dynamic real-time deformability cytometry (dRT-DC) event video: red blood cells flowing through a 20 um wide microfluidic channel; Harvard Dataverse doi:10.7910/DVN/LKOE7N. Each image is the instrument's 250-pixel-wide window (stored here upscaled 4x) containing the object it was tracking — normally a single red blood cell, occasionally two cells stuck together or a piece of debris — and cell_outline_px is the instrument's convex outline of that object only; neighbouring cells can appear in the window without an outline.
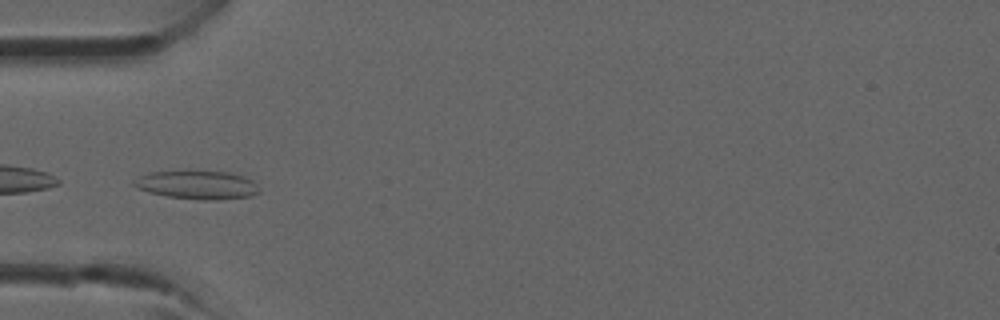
{"species": "common noctule bat (a hibernating species)", "species_latin": "Nyctalus noctula", "temperature_condition": "room temperature", "stored_images_in_passage": 33, "camera_frame_rate_fps": 3000, "um_per_image_px": 0.085, "animal": {"sex": "male", "forearm_length_mm": 52.5}, "frame": {"image": 1, "passage_image": 6, "time_ms": 1.667, "image_size_px": [1000, 320], "cell_outline_px": [[260, 192], [252, 196], [216, 200], [204, 200], [168, 196], [148, 192], [136, 188], [132, 184], [140, 176], [148, 172], [184, 168], [232, 172], [244, 176], [252, 180], [260, 188]], "centroid_in_image_um": [16.77, 15.66], "position_along_channel_um": 68.2, "area_um2": 21.79}}